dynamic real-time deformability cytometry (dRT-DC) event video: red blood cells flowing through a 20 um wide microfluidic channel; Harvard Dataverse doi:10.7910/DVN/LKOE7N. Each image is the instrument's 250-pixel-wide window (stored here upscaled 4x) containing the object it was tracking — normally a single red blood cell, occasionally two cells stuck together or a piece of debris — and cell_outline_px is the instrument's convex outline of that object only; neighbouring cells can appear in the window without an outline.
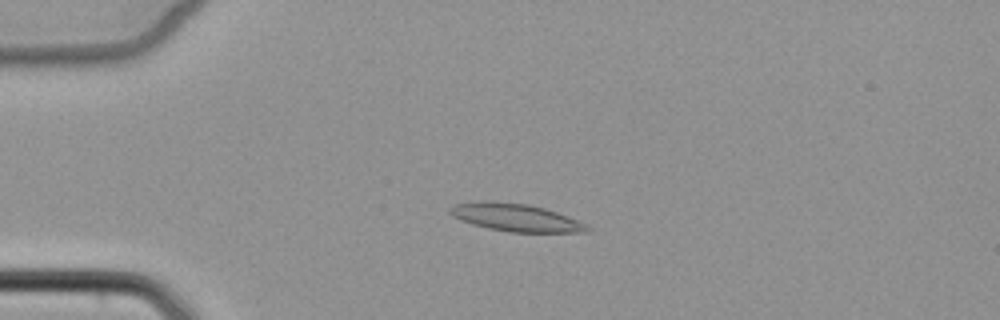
{"species": "common noctule bat (a hibernating species)", "species_latin": "Nyctalus noctula", "temperature_condition": "cold", "stored_images_in_passage": 5, "camera_frame_rate_fps": 3000, "um_per_image_px": 0.085, "animal": {"sex": "female", "body_mass_g": 22.7, "forearm_length_mm": 54.2}, "frame": {"image": 1, "passage_image": 3, "time_ms": 2.333, "image_size_px": [1000, 320], "cell_outline_px": [[588, 232], [508, 232], [488, 228], [472, 224], [460, 220], [452, 216], [448, 212], [448, 208], [456, 204], [476, 200], [492, 200], [528, 204], [544, 208], [568, 216], [588, 224]], "centroid_in_image_um": [43.78, 18.47], "position_along_channel_um": 41.2, "area_um2": 22.37}}
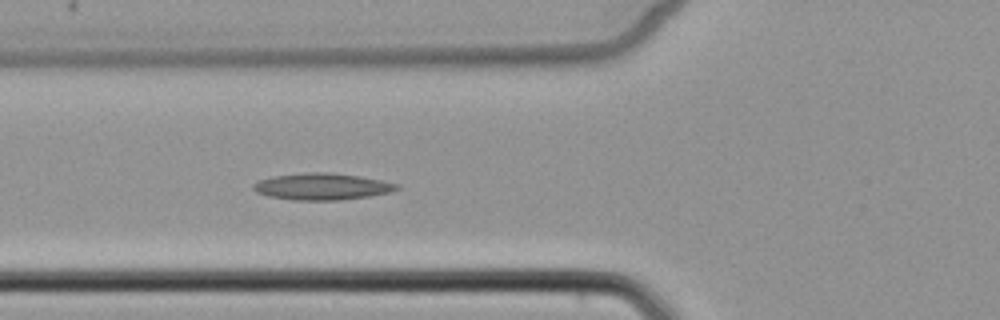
{"frame": {"image": 2, "passage_image": 5, "time_ms": 4.667, "image_size_px": [1000, 320], "cell_outline_px": [[400, 188], [392, 192], [368, 196], [340, 200], [292, 200], [268, 196], [256, 192], [252, 188], [252, 184], [260, 180], [272, 176], [308, 172], [328, 172], [356, 176], [380, 180], [400, 184]], "centroid_in_image_um": [27.36, 15.86], "position_along_channel_um": 98.4, "area_um2": 22.25}}